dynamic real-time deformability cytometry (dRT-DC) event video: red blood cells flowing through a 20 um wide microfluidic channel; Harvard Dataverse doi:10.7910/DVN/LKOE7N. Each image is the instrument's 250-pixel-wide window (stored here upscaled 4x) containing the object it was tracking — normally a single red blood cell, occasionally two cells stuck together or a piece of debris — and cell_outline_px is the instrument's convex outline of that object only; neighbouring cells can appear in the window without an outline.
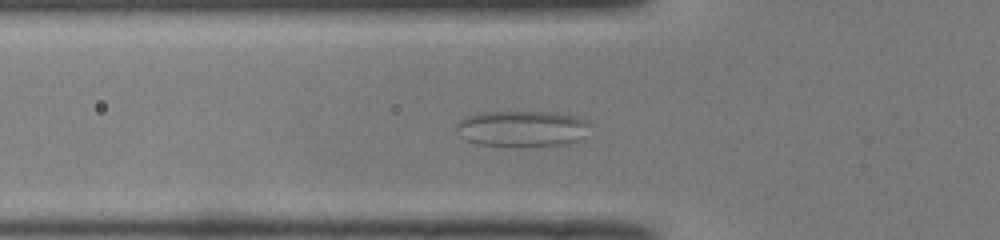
{"species": "common noctule bat (a hibernating species)", "species_latin": "Nyctalus noctula", "temperature_condition": "room temperature", "stored_images_in_passage": 37, "camera_frame_rate_fps": 3000, "um_per_image_px": 0.085, "animal": {"sex": "male", "body_mass_g": 19.0, "forearm_length_mm": 50.8}, "frame": {"image": 1, "passage_image": 13, "time_ms": 4.0, "image_size_px": [1000, 240], "cell_outline_px": [[588, 124], [580, 140], [568, 144], [512, 148], [476, 144], [464, 140], [456, 132], [456, 124], [460, 120], [476, 112], [556, 112], [576, 116], [584, 120]], "centroid_in_image_um": [44.29, 10.96], "position_along_channel_um": 81.5, "area_um2": 28.67}}
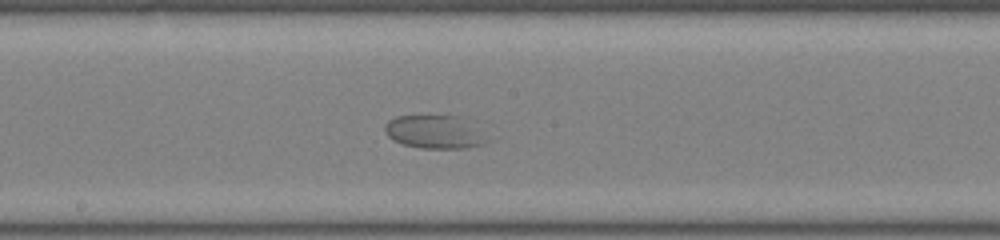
{"frame": {"image": 2, "passage_image": 23, "time_ms": 7.333, "image_size_px": [1000, 240], "cell_outline_px": [[492, 140], [484, 144], [468, 148], [420, 148], [404, 144], [392, 140], [384, 132], [384, 124], [388, 120], [396, 116], [456, 116]], "centroid_in_image_um": [36.88, 11.24], "position_along_channel_um": 211.3, "area_um2": 19.54}}
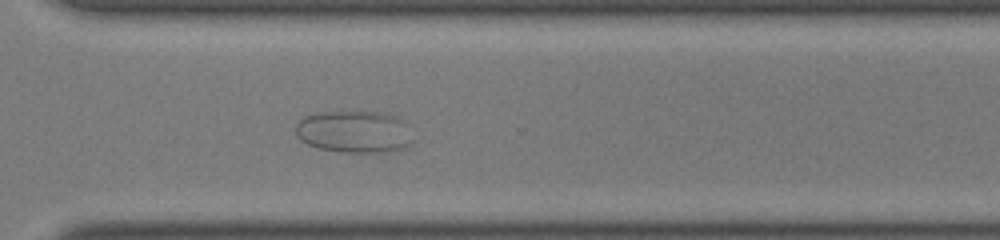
{"frame": {"image": 3, "passage_image": 33, "time_ms": 10.667, "image_size_px": [1000, 240], "cell_outline_px": [[412, 144], [404, 148], [392, 152], [344, 152], [316, 148], [300, 140], [296, 132], [296, 124], [304, 116], [320, 112], [384, 112], [404, 120]], "centroid_in_image_um": [30.1, 11.21], "position_along_channel_um": 340.5, "area_um2": 28.78}}